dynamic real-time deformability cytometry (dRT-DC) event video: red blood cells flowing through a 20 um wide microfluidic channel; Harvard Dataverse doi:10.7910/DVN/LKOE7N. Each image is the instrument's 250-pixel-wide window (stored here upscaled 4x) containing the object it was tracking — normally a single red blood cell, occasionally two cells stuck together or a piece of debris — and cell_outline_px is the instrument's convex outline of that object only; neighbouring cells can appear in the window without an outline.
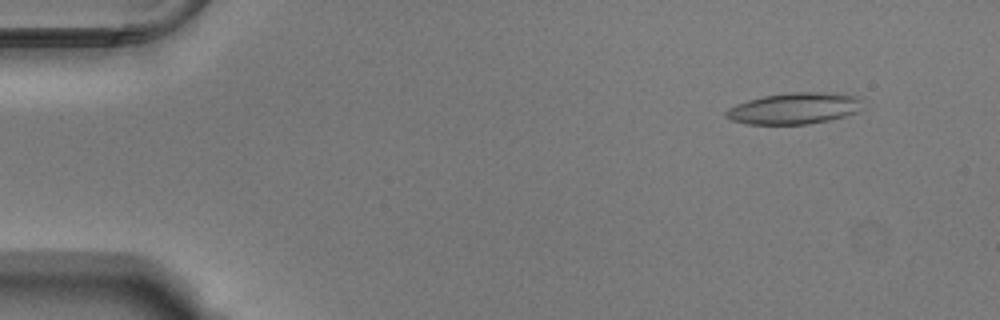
{"species": "Egyptian fruit bat (a non-hibernating species)", "species_latin": "Rousettus aegyptiacus", "temperature_condition": "warm", "stored_images_in_passage": 54, "camera_frame_rate_fps": 3000, "um_per_image_px": 0.085, "animal": {"sex": "male"}, "frame": {"image": 1, "passage_image": 5, "time_ms": 1.333, "image_size_px": [1000, 320], "cell_outline_px": [[864, 100], [856, 112], [844, 116], [828, 120], [808, 124], [748, 124], [732, 120], [724, 116], [724, 112], [728, 108], [736, 104], [748, 100], [764, 96], [792, 92], [836, 92], [856, 96]], "centroid_in_image_um": [67.52, 9.2], "position_along_channel_um": 17.5, "area_um2": 24.97}}
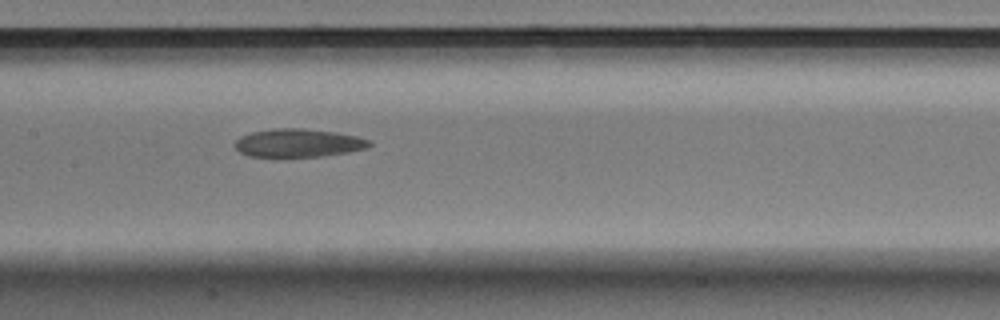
{"frame": {"image": 2, "passage_image": 27, "time_ms": 8.667, "image_size_px": [1000, 320], "cell_outline_px": [[372, 144], [368, 148], [348, 152], [320, 156], [248, 156], [240, 152], [236, 148], [236, 140], [240, 136], [252, 132], [272, 128], [304, 128], [336, 132], [356, 136], [372, 140]], "centroid_in_image_um": [25.39, 12.14], "position_along_channel_um": 182.0, "area_um2": 22.08}}
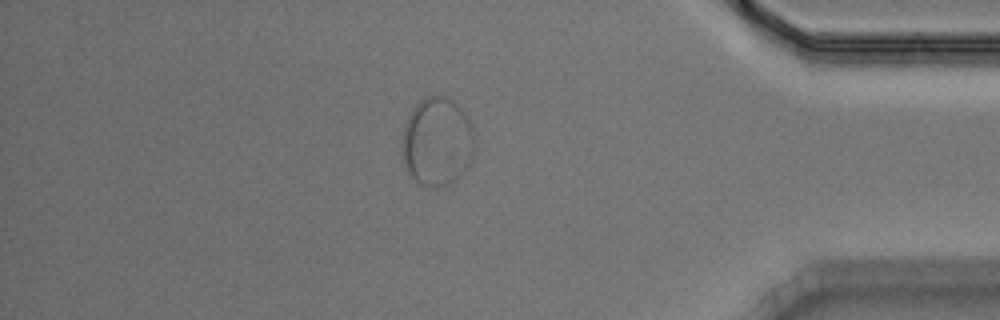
{"frame": {"image": 3, "passage_image": 47, "time_ms": 15.333, "image_size_px": [1000, 320], "cell_outline_px": [[476, 148], [468, 168], [456, 180], [440, 188], [436, 188], [420, 184], [408, 172], [404, 164], [400, 144], [400, 140], [408, 116], [412, 108], [424, 96], [448, 96], [464, 112], [472, 124]], "centroid_in_image_um": [37.17, 12.05], "position_along_channel_um": 398.0, "area_um2": 38.26}}